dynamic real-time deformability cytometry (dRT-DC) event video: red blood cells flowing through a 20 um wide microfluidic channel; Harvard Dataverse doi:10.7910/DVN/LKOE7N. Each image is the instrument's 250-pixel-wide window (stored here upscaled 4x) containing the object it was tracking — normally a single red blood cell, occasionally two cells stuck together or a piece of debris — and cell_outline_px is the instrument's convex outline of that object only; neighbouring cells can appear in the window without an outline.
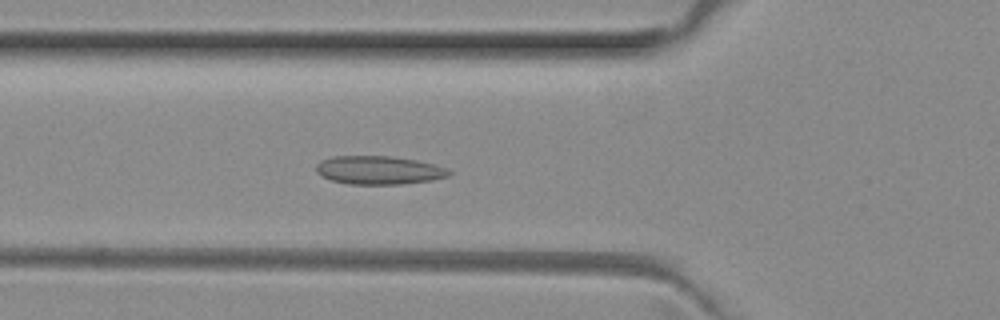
{"species": "common noctule bat (a hibernating species)", "species_latin": "Nyctalus noctula", "temperature_condition": "room temperature", "stored_images_in_passage": 50, "camera_frame_rate_fps": 3000, "um_per_image_px": 0.085, "animal": {"sex": "female", "body_mass_g": 29.2, "forearm_length_mm": 56.3}, "frame": {"image": 1, "passage_image": 17, "time_ms": 5.333, "image_size_px": [1000, 320], "cell_outline_px": [[452, 172], [448, 176], [432, 180], [400, 184], [348, 184], [332, 180], [320, 176], [316, 172], [316, 164], [320, 160], [332, 156], [392, 156], [416, 160], [436, 164], [448, 168]], "centroid_in_image_um": [32.19, 14.46], "position_along_channel_um": 93.6, "area_um2": 22.2}}
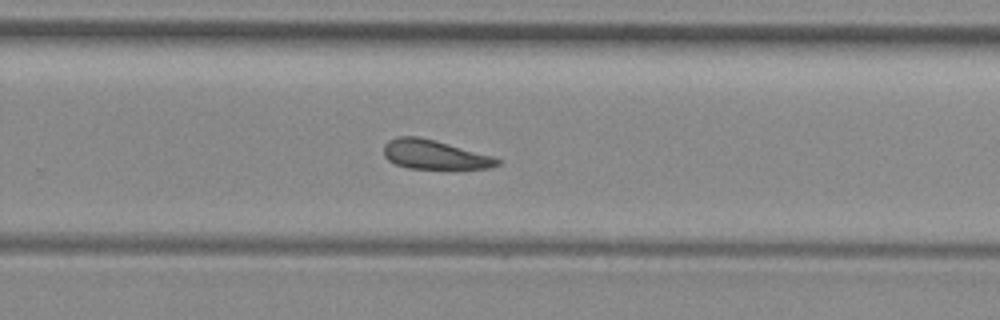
{"frame": {"image": 2, "passage_image": 32, "time_ms": 10.333, "image_size_px": [1000, 320], "cell_outline_px": [[500, 164], [488, 168], [408, 168], [396, 164], [388, 160], [384, 156], [384, 144], [388, 140], [396, 136], [420, 136], [436, 140], [492, 156], [500, 160]], "centroid_in_image_um": [36.88, 13.12], "position_along_channel_um": 292.9, "area_um2": 19.19}}
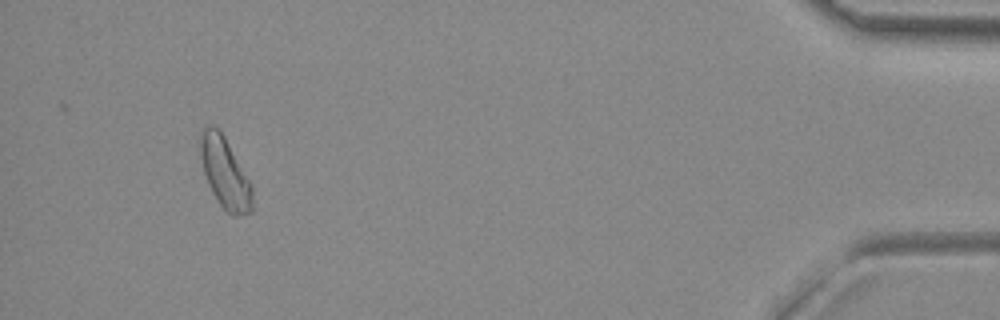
{"frame": {"image": 3, "passage_image": 47, "time_ms": 15.333, "image_size_px": [1000, 320], "cell_outline_px": [[252, 212], [240, 216], [232, 216], [220, 204], [212, 192], [208, 184], [204, 172], [200, 156], [200, 136], [204, 128], [216, 128], [224, 136], [252, 184]], "centroid_in_image_um": [19.14, 14.76], "position_along_channel_um": 416.1, "area_um2": 21.1}}